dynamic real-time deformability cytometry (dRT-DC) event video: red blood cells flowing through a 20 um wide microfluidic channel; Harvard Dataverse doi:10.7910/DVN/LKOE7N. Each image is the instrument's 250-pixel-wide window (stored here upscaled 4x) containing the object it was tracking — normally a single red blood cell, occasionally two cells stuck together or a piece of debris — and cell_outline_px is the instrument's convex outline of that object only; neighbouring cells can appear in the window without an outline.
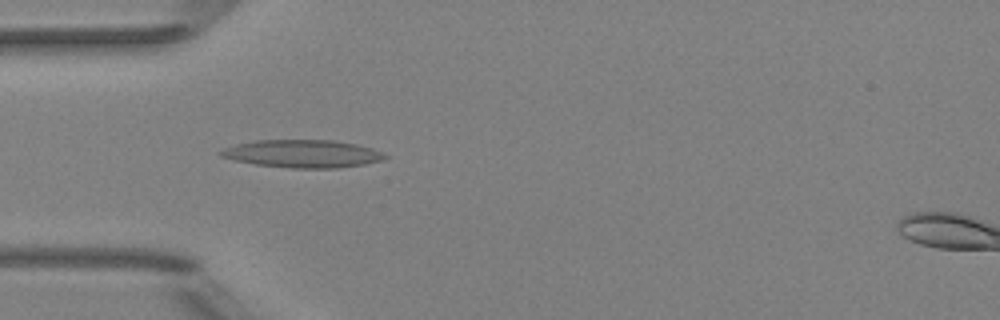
{"species": "Egyptian fruit bat (a non-hibernating species)", "species_latin": "Rousettus aegyptiacus", "temperature_condition": "room temperature", "stored_images_in_passage": 4, "camera_frame_rate_fps": 3000, "um_per_image_px": 0.085, "animal": {"sex": "female"}, "frame": {"image": 1, "passage_image": 3, "time_ms": 3.0, "image_size_px": [1000, 320], "cell_outline_px": [[388, 156], [380, 160], [364, 164], [336, 168], [292, 168], [256, 164], [236, 160], [220, 156], [216, 152], [224, 148], [236, 144], [256, 140], [332, 140], [356, 144], [372, 148]], "centroid_in_image_um": [25.68, 13.06], "position_along_channel_um": 59.3, "area_um2": 26.36}}